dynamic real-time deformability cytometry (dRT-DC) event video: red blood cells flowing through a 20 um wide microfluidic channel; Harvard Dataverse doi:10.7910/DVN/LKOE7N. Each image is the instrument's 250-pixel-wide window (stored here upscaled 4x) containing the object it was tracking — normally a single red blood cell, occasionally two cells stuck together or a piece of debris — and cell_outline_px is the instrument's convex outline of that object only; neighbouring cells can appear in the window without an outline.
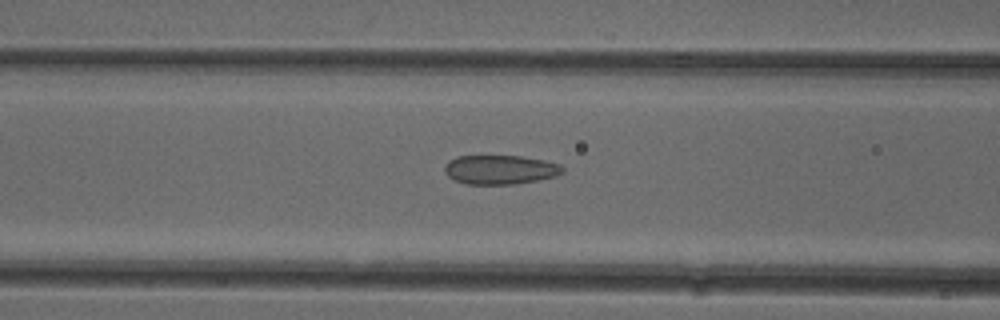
{"species": "common noctule bat (a hibernating species)", "species_latin": "Nyctalus noctula", "temperature_condition": "cold", "stored_images_in_passage": 51, "camera_frame_rate_fps": 3000, "um_per_image_px": 0.085, "animal": {"sex": "female"}, "frame": {"image": 1, "passage_image": 20, "time_ms": 6.333, "image_size_px": [1000, 320], "cell_outline_px": [[564, 172], [556, 176], [516, 184], [464, 184], [448, 176], [444, 172], [444, 164], [448, 160], [456, 156], [520, 156], [544, 160], [560, 164], [564, 168]], "centroid_in_image_um": [42.49, 14.42], "position_along_channel_um": 124.1, "area_um2": 20.17}}
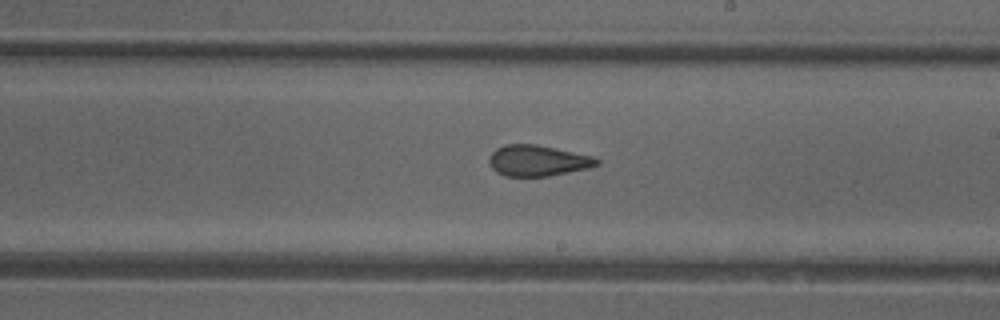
{"frame": {"image": 2, "passage_image": 29, "time_ms": 9.333, "image_size_px": [1000, 320], "cell_outline_px": [[600, 164], [588, 168], [548, 176], [504, 176], [496, 172], [492, 168], [488, 160], [492, 152], [496, 148], [504, 144], [536, 144], [592, 156], [600, 160]], "centroid_in_image_um": [45.68, 13.65], "position_along_channel_um": 243.3, "area_um2": 19.36}}
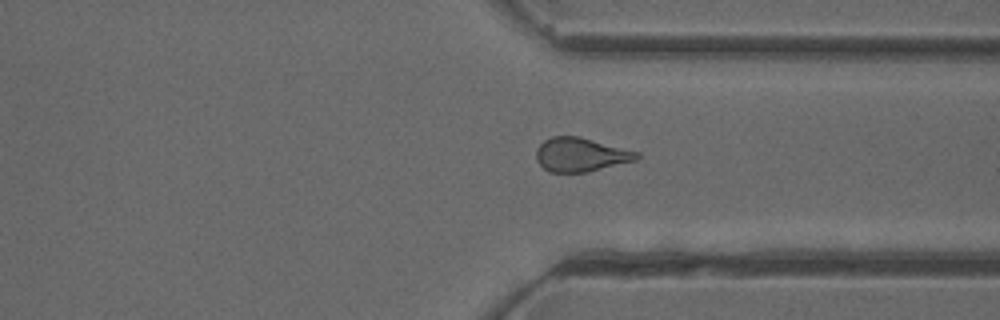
{"frame": {"image": 3, "passage_image": 38, "time_ms": 12.333, "image_size_px": [1000, 320], "cell_outline_px": [[640, 156], [636, 160], [588, 172], [548, 172], [536, 160], [536, 148], [544, 140], [552, 136], [580, 136], [640, 152]], "centroid_in_image_um": [49.36, 13.14], "position_along_channel_um": 362.0, "area_um2": 20.0}, "authors_computed_cell_mechanics": {"area_um2": 20.4034, "velocity_mm_per_s": 3.967, "shape_relaxation_time_tau1_ms": null, "shape_relaxation_time_tau2_ms": 1.6005, "deformation_change_tau1": null, "deformation_change_tau2": 0.0887}}